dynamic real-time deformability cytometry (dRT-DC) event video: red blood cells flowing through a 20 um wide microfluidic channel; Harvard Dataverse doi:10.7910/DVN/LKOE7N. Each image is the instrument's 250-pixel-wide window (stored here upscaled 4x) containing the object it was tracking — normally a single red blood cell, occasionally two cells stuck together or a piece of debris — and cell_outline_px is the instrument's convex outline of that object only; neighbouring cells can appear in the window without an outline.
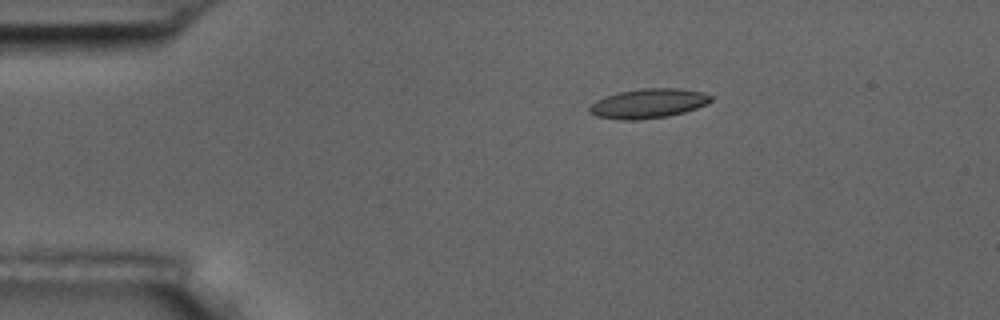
{"species": "common noctule bat (a hibernating species)", "species_latin": "Nyctalus noctula", "temperature_condition": "room temperature", "stored_images_in_passage": 5, "camera_frame_rate_fps": 3000, "um_per_image_px": 0.085, "animal": {"sex": "male", "body_mass_g": 17.5, "forearm_length_mm": 52.3}, "frame": {"image": 1, "passage_image": 2, "time_ms": 1.0, "image_size_px": [1000, 320], "cell_outline_px": [[712, 100], [696, 108], [684, 112], [668, 116], [636, 120], [620, 120], [596, 116], [588, 112], [588, 108], [596, 100], [604, 96], [620, 92], [644, 88], [680, 88], [704, 92], [712, 96]], "centroid_in_image_um": [55.08, 8.79], "position_along_channel_um": 29.9, "area_um2": 20.87}}
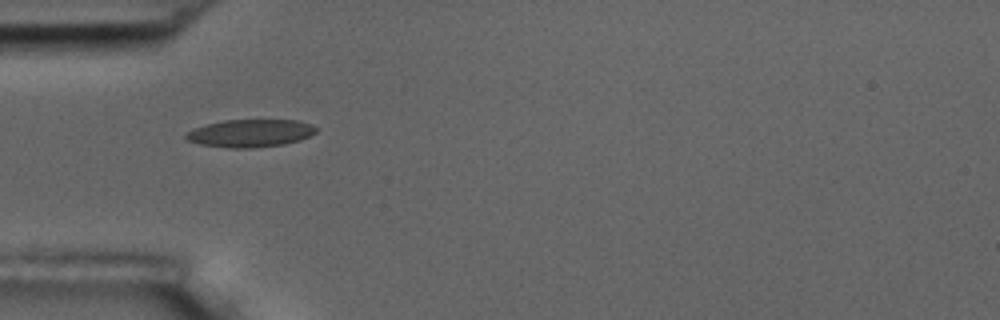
{"frame": {"image": 2, "passage_image": 4, "time_ms": 3.333, "image_size_px": [1000, 320], "cell_outline_px": [[316, 132], [300, 140], [284, 144], [252, 148], [228, 148], [200, 144], [184, 140], [184, 136], [188, 132], [196, 128], [208, 124], [224, 120], [300, 120], [312, 124], [316, 128]], "centroid_in_image_um": [21.28, 11.32], "position_along_channel_um": 63.7, "area_um2": 20.98}}